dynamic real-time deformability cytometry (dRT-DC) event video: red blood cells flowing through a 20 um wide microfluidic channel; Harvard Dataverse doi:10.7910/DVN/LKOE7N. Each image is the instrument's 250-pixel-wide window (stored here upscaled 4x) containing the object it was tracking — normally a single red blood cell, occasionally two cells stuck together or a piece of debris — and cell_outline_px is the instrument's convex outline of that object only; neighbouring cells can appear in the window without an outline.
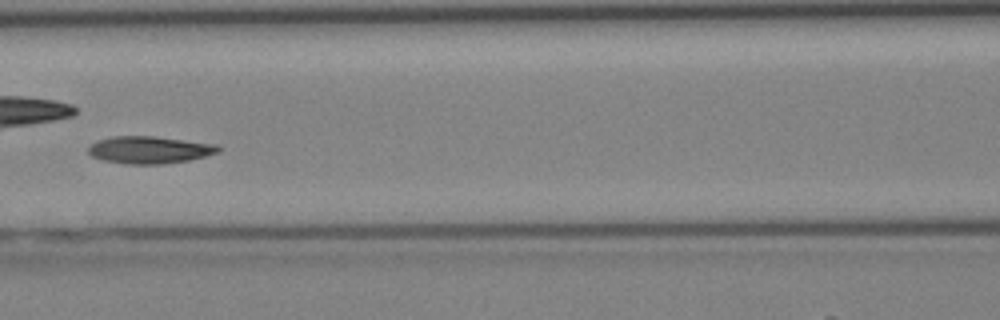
{"species": "Egyptian fruit bat (a non-hibernating species)", "species_latin": "Rousettus aegyptiacus", "temperature_condition": "cold", "stored_images_in_passage": 41, "camera_frame_rate_fps": 3000, "um_per_image_px": 0.085, "animal": {"sex": "female"}, "frame": {"image": 1, "passage_image": 18, "time_ms": 5.667, "image_size_px": [1000, 320], "cell_outline_px": [[220, 152], [188, 160], [164, 164], [124, 164], [104, 160], [92, 156], [88, 152], [88, 148], [96, 140], [112, 136], [152, 136], [220, 144]], "centroid_in_image_um": [12.72, 12.73], "position_along_channel_um": 153.9, "area_um2": 20.75}}
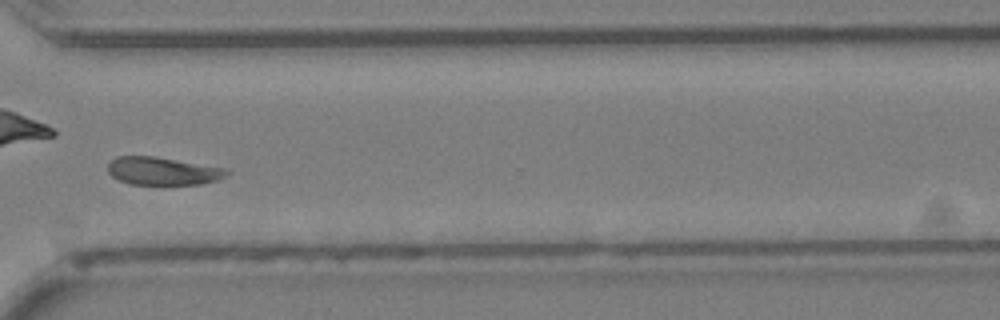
{"frame": {"image": 2, "passage_image": 30, "time_ms": 9.667, "image_size_px": [1000, 320], "cell_outline_px": [[232, 172], [228, 176], [216, 180], [200, 184], [160, 188], [128, 184], [112, 176], [108, 172], [108, 164], [116, 156], [156, 156], [228, 168]], "centroid_in_image_um": [13.88, 14.59], "position_along_channel_um": 356.7, "area_um2": 20.58}}
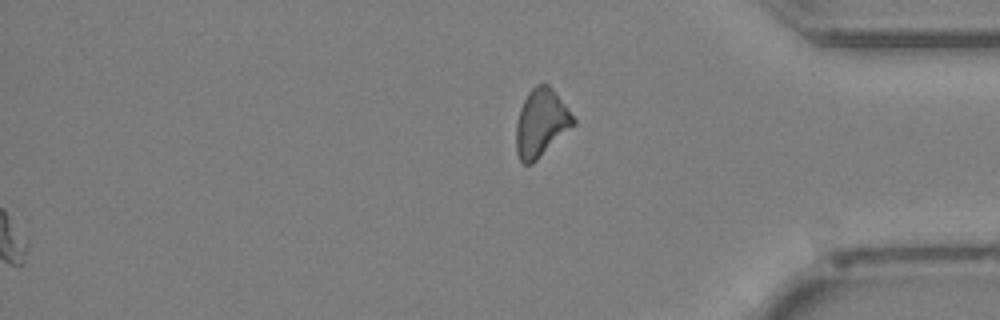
{"frame": {"image": 3, "passage_image": 41, "time_ms": 13.333, "image_size_px": [1000, 320], "cell_outline_px": [[576, 124], [532, 164], [524, 164], [520, 160], [516, 152], [516, 124], [520, 108], [528, 92], [536, 84], [548, 84], [552, 88], [568, 108], [576, 120]], "centroid_in_image_um": [45.99, 10.45], "position_along_channel_um": 389.2, "area_um2": 22.54}}